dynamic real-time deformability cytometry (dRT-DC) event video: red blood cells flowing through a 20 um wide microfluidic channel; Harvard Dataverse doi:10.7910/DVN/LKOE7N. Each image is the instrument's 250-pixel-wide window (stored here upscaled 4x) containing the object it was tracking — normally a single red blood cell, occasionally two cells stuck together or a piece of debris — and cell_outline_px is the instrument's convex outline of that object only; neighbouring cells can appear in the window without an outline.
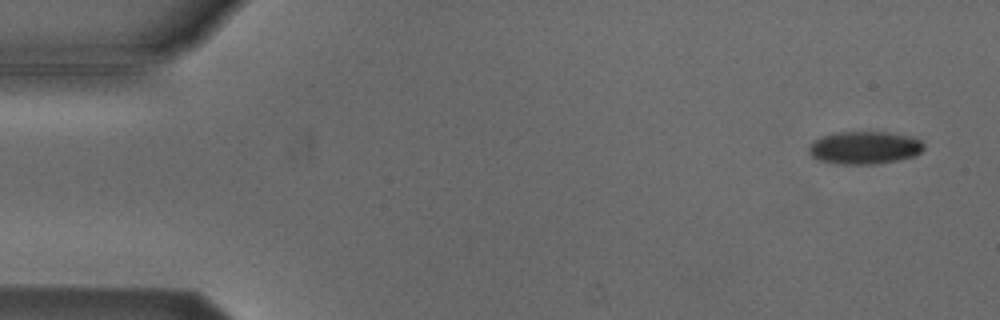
{"species": "Egyptian fruit bat (a non-hibernating species)", "species_latin": "Rousettus aegyptiacus", "temperature_condition": "cold", "stored_images_in_passage": 15, "camera_frame_rate_fps": 3000, "um_per_image_px": 0.085, "animal": {"sex": "male"}, "frame": {"image": 1, "passage_image": 3, "time_ms": 0.667, "image_size_px": [1000, 320], "cell_outline_px": [[924, 148], [916, 156], [876, 164], [840, 164], [816, 160], [808, 152], [808, 148], [812, 140], [836, 132], [888, 132], [912, 136], [920, 140], [924, 144]], "centroid_in_image_um": [73.47, 12.55], "position_along_channel_um": 11.5, "area_um2": 22.14}}